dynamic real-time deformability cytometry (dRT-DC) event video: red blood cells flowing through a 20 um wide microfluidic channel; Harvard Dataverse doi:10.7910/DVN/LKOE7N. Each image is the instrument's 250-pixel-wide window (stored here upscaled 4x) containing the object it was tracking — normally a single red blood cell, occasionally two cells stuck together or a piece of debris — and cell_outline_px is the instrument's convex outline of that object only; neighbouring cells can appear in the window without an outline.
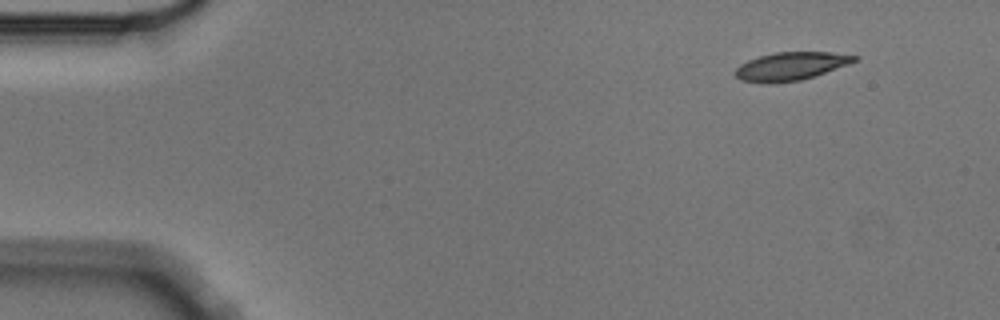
{"species": "Egyptian fruit bat (a non-hibernating species)", "species_latin": "Rousettus aegyptiacus", "temperature_condition": "cold", "stored_images_in_passage": 4, "camera_frame_rate_fps": 3000, "um_per_image_px": 0.085, "animal": {"sex": "male"}, "frame": {"image": 1, "passage_image": 1, "time_ms": 0.0, "image_size_px": [1000, 320], "cell_outline_px": [[860, 56], [856, 60], [848, 64], [800, 80], [776, 84], [764, 84], [740, 80], [732, 72], [740, 64], [748, 60], [760, 56], [776, 52], [832, 52]], "centroid_in_image_um": [67.15, 5.64], "position_along_channel_um": 17.8, "area_um2": 19.59}}
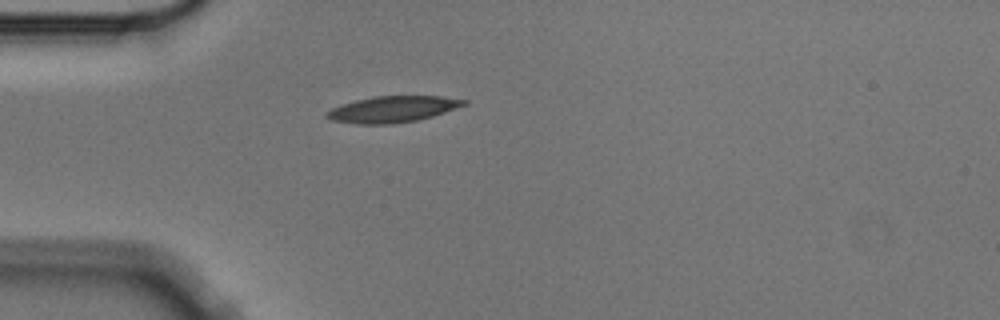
{"frame": {"image": 2, "passage_image": 4, "time_ms": 1.0, "image_size_px": [1000, 320], "cell_outline_px": [[468, 104], [432, 116], [416, 120], [392, 124], [356, 124], [332, 120], [324, 116], [324, 112], [340, 104], [372, 96], [440, 96], [468, 100]], "centroid_in_image_um": [33.33, 9.28], "position_along_channel_um": 51.7, "area_um2": 21.04}}